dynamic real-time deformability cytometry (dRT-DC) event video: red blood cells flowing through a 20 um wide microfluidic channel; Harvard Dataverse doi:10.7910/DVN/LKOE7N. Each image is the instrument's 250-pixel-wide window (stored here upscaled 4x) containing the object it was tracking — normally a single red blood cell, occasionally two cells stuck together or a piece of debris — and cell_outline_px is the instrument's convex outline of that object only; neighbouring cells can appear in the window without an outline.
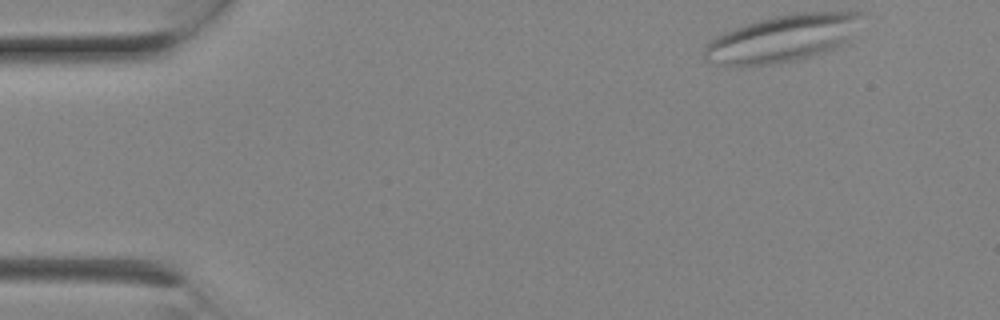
{"species": "Egyptian fruit bat (a non-hibernating species)", "species_latin": "Rousettus aegyptiacus", "temperature_condition": "room temperature", "stored_images_in_passage": 5, "camera_frame_rate_fps": 3000, "um_per_image_px": 0.085, "animal": {"sex": "female"}, "frame": {"image": 1, "passage_image": 1, "time_ms": 0.0, "image_size_px": [1000, 320], "cell_outline_px": [[864, 16], [848, 44], [836, 48], [796, 60], [776, 64], [740, 68], [736, 68], [716, 64], [704, 60], [704, 48], [716, 36], [724, 32], [744, 24], [772, 16], [792, 12], [860, 12]], "centroid_in_image_um": [66.5, 3.29], "position_along_channel_um": 18.5, "area_um2": 44.04}}
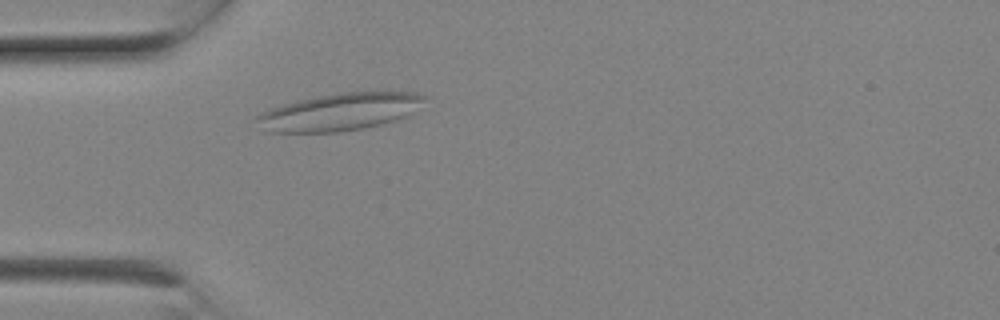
{"frame": {"image": 2, "passage_image": 5, "time_ms": 1.333, "image_size_px": [1000, 320], "cell_outline_px": [[428, 96], [408, 116], [396, 120], [364, 128], [340, 132], [268, 132], [256, 120], [256, 116], [260, 112], [284, 104], [316, 96], [344, 92], [416, 92]], "centroid_in_image_um": [28.89, 9.51], "position_along_channel_um": 56.1, "area_um2": 36.18}}